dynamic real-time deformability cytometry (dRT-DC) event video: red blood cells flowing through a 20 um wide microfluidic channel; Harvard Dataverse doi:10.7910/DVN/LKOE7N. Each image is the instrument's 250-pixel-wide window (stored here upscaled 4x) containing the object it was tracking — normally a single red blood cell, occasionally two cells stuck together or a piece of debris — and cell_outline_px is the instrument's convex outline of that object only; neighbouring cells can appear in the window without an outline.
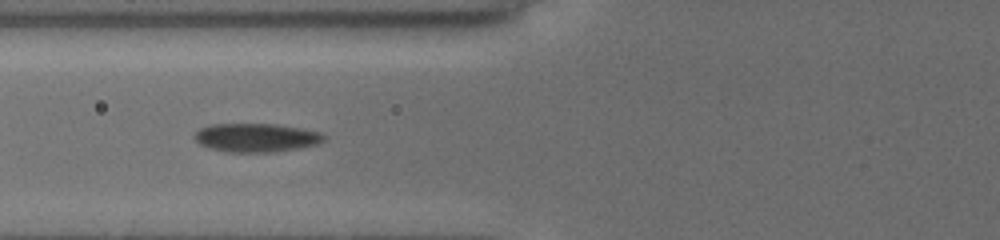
{"species": "common noctule bat (a hibernating species)", "species_latin": "Nyctalus noctula", "temperature_condition": "cold", "stored_images_in_passage": 25, "camera_frame_rate_fps": 3000, "um_per_image_px": 0.085, "animal": {"sex": "female", "body_mass_g": 19.5, "forearm_length_mm": 54.1}, "frame": {"image": 1, "passage_image": 5, "time_ms": 1.333, "image_size_px": [1000, 240], "cell_outline_px": [[328, 136], [324, 140], [316, 144], [300, 148], [276, 152], [224, 152], [208, 148], [200, 144], [196, 140], [196, 132], [200, 128], [212, 124], [272, 124], [300, 128], [320, 132]], "centroid_in_image_um": [21.79, 11.71], "position_along_channel_um": 104.0, "area_um2": 21.62}}
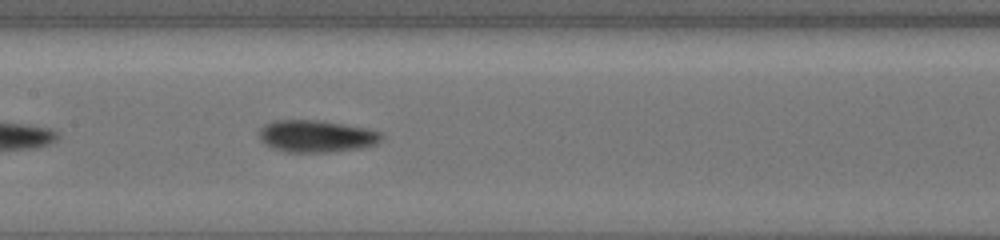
{"frame": {"image": 2, "passage_image": 11, "time_ms": 3.333, "image_size_px": [1000, 240], "cell_outline_px": [[384, 136], [376, 144], [360, 148], [328, 152], [288, 152], [272, 148], [260, 140], [260, 128], [264, 124], [276, 120], [316, 120], [364, 128], [380, 132]], "centroid_in_image_um": [26.86, 11.58], "position_along_channel_um": 180.5, "area_um2": 22.6}}
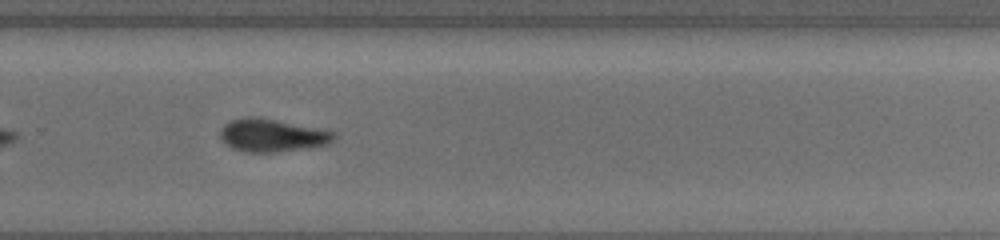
{"frame": {"image": 3, "passage_image": 21, "time_ms": 6.667, "image_size_px": [1000, 240], "cell_outline_px": [[336, 136], [328, 144], [308, 148], [276, 152], [244, 152], [232, 148], [224, 144], [220, 140], [220, 128], [224, 124], [232, 120], [248, 116], [260, 116], [336, 132]], "centroid_in_image_um": [23.08, 11.5], "position_along_channel_um": 306.7, "area_um2": 22.08}}